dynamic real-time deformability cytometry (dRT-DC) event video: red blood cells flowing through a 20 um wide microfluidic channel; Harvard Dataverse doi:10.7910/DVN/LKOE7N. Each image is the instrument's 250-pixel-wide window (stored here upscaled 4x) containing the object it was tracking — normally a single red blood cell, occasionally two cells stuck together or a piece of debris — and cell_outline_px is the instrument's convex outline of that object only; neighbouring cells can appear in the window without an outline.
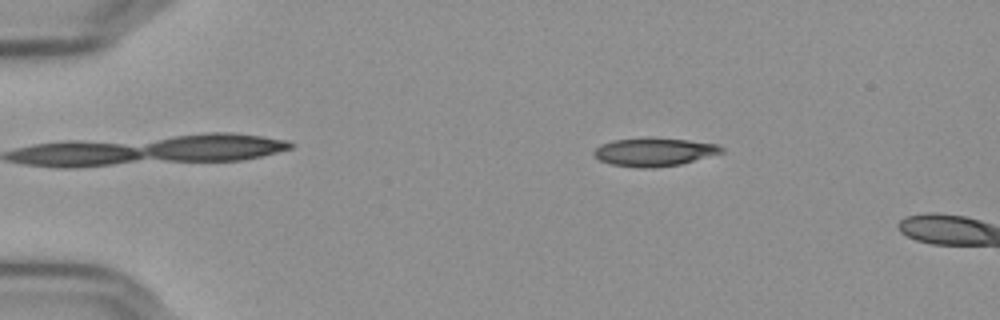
{"species": "Egyptian fruit bat (a non-hibernating species)", "species_latin": "Rousettus aegyptiacus", "temperature_condition": "cold", "stored_images_in_passage": 13, "camera_frame_rate_fps": 3000, "um_per_image_px": 0.085, "frame": {"image": 1, "passage_image": 10, "time_ms": 3.0, "image_size_px": [1000, 320], "cell_outline_px": [[724, 152], [680, 164], [652, 168], [640, 168], [612, 164], [600, 160], [592, 156], [592, 152], [600, 144], [612, 140], [688, 140], [720, 144], [724, 148]], "centroid_in_image_um": [55.61, 12.95], "position_along_channel_um": 29.4, "area_um2": 20.35}}